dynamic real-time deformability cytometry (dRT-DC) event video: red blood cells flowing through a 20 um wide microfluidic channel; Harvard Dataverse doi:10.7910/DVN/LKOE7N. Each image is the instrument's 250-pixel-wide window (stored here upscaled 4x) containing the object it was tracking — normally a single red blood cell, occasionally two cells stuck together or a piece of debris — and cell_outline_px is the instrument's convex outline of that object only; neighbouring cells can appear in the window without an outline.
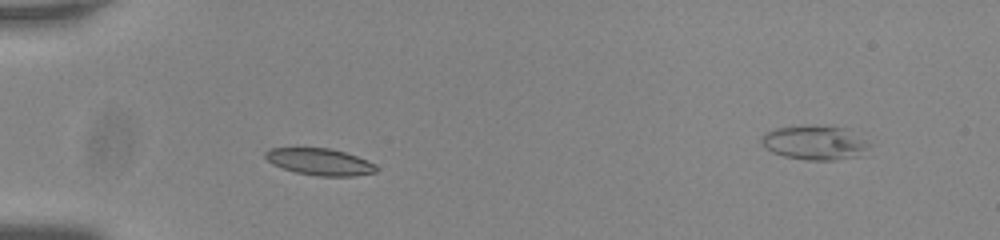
{"species": "common noctule bat (a hibernating species)", "species_latin": "Nyctalus noctula", "temperature_condition": "room temperature", "stored_images_in_passage": 38, "camera_frame_rate_fps": 3000, "um_per_image_px": 0.085, "animal": {"sex": "male", "body_mass_g": 20.0, "forearm_length_mm": 53.3}, "frame": {"image": 1, "passage_image": 1, "time_ms": 0.0, "image_size_px": [1000, 240], "cell_outline_px": [[376, 172], [352, 176], [316, 176], [296, 172], [272, 164], [264, 156], [264, 152], [272, 148], [328, 148], [344, 152], [368, 160], [376, 164]], "centroid_in_image_um": [27.18, 13.75], "position_along_channel_um": 57.8, "area_um2": 17.17}}
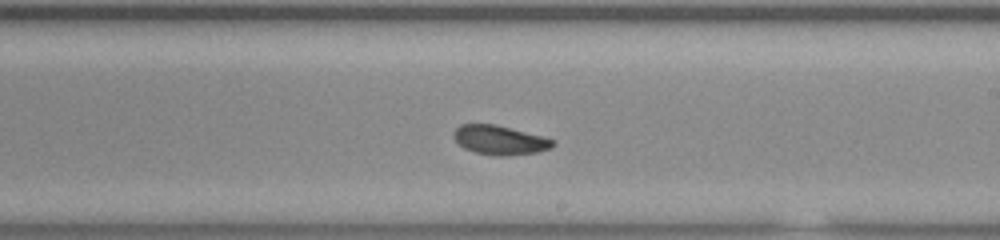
{"frame": {"image": 2, "passage_image": 17, "time_ms": 5.333, "image_size_px": [1000, 240], "cell_outline_px": [[556, 144], [552, 148], [540, 152], [508, 156], [492, 156], [476, 152], [464, 148], [452, 136], [452, 132], [460, 124], [496, 124], [556, 140]], "centroid_in_image_um": [42.5, 11.91], "position_along_channel_um": 246.5, "area_um2": 17.11}}
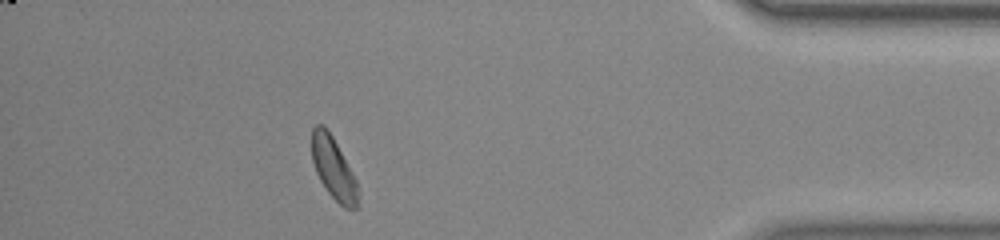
{"frame": {"image": 3, "passage_image": 33, "time_ms": 10.667, "image_size_px": [1000, 240], "cell_outline_px": [[356, 208], [344, 208], [328, 192], [320, 180], [316, 172], [312, 160], [312, 128], [316, 124], [324, 124], [332, 136], [352, 172], [356, 180]], "centroid_in_image_um": [28.3, 14.25], "position_along_channel_um": 406.9, "area_um2": 16.13}, "authors_computed_cell_mechanics": {"area_um2": 17.1666, "velocity_mm_per_s": 3.7405, "shape_relaxation_time_tau1_ms": 3.0065, "shape_relaxation_time_tau2_ms": 4.5145, "deformation_change_tau1": 0.0849, "deformation_change_tau2": 0.0867}}